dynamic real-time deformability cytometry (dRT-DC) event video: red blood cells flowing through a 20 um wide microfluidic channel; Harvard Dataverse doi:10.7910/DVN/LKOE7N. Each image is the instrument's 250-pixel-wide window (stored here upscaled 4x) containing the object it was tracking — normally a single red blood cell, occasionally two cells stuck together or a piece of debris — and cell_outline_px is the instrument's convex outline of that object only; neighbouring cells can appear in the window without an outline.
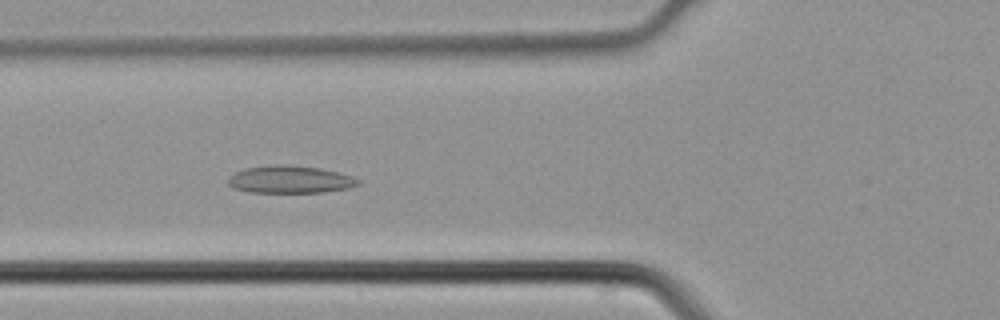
{"species": "common noctule bat (a hibernating species)", "species_latin": "Nyctalus noctula", "temperature_condition": "cold", "stored_images_in_passage": 3, "camera_frame_rate_fps": 3000, "um_per_image_px": 0.085, "animal": {"sex": "male", "body_mass_g": 21.5, "forearm_length_mm": 52.0}, "frame": {"image": 1, "passage_image": 3, "time_ms": 0.667, "image_size_px": [1000, 320], "cell_outline_px": [[360, 184], [348, 188], [324, 192], [248, 192], [232, 188], [228, 184], [228, 180], [236, 172], [248, 168], [276, 164], [280, 164], [320, 168], [352, 176], [360, 180]], "centroid_in_image_um": [24.67, 15.26], "position_along_channel_um": 101.1, "area_um2": 20.58}}